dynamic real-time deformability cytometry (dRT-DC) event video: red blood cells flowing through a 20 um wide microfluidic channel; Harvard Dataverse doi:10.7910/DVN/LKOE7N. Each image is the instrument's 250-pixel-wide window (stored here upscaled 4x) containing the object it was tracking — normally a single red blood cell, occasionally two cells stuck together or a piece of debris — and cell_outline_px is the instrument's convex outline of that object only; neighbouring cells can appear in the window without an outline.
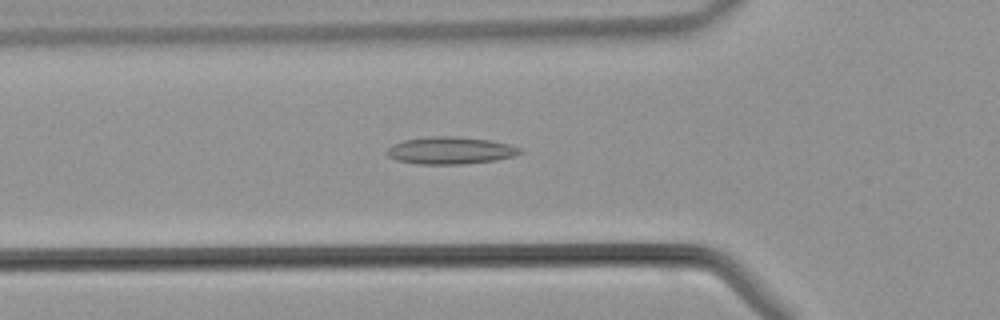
{"species": "common noctule bat (a hibernating species)", "species_latin": "Nyctalus noctula", "temperature_condition": "warm", "stored_images_in_passage": 36, "camera_frame_rate_fps": 3000, "um_per_image_px": 0.085, "animal": {"sex": "male", "body_mass_g": 21.5, "forearm_length_mm": 52.0}, "frame": {"image": 1, "passage_image": 12, "time_ms": 3.667, "image_size_px": [1000, 320], "cell_outline_px": [[524, 152], [512, 156], [492, 160], [460, 164], [420, 164], [396, 160], [388, 156], [384, 152], [392, 144], [404, 140], [432, 136], [452, 136], [488, 140], [508, 144], [520, 148]], "centroid_in_image_um": [38.22, 12.79], "position_along_channel_um": 87.6, "area_um2": 20.87}}
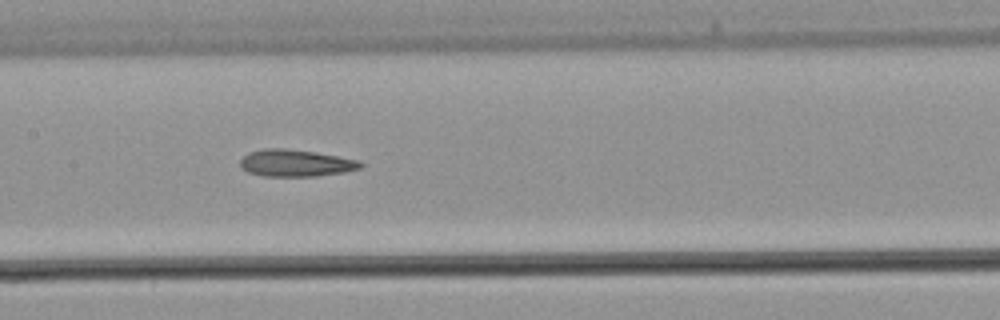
{"frame": {"image": 2, "passage_image": 18, "time_ms": 5.667, "image_size_px": [1000, 320], "cell_outline_px": [[364, 164], [360, 168], [344, 172], [316, 176], [264, 176], [248, 172], [240, 168], [240, 160], [248, 152], [264, 148], [284, 148], [316, 152], [360, 160]], "centroid_in_image_um": [25.12, 13.85], "position_along_channel_um": 182.3, "area_um2": 19.02}}
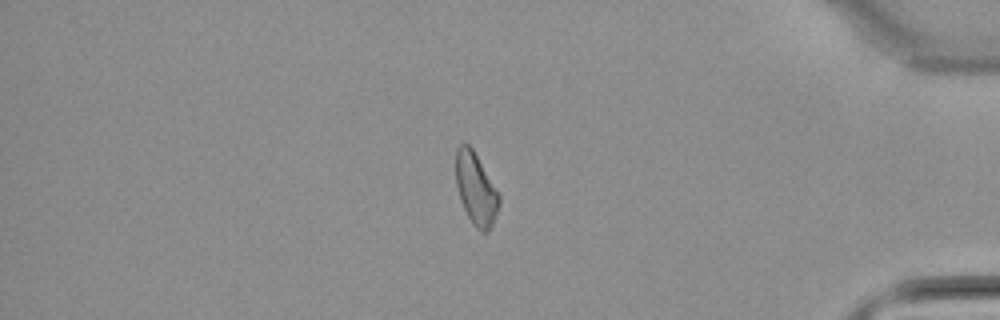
{"frame": {"image": 3, "passage_image": 34, "time_ms": 11.0, "image_size_px": [1000, 320], "cell_outline_px": [[500, 204], [496, 216], [488, 232], [480, 232], [476, 228], [468, 216], [464, 208], [456, 184], [456, 148], [460, 144], [468, 144], [472, 148], [500, 196]], "centroid_in_image_um": [40.45, 16.07], "position_along_channel_um": 394.7, "area_um2": 17.8}}